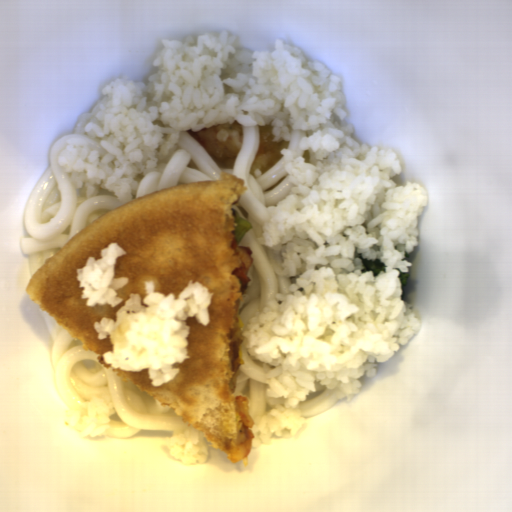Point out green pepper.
<instances>
[{"label":"green pepper","instance_id":"372bd49c","mask_svg":"<svg viewBox=\"0 0 512 512\" xmlns=\"http://www.w3.org/2000/svg\"><path fill=\"white\" fill-rule=\"evenodd\" d=\"M232 218H233V229L235 233L234 239L237 240L236 244L238 245L243 238L250 232L252 229V225L244 220L242 216L236 211L232 209Z\"/></svg>","mask_w":512,"mask_h":512}]
</instances>
